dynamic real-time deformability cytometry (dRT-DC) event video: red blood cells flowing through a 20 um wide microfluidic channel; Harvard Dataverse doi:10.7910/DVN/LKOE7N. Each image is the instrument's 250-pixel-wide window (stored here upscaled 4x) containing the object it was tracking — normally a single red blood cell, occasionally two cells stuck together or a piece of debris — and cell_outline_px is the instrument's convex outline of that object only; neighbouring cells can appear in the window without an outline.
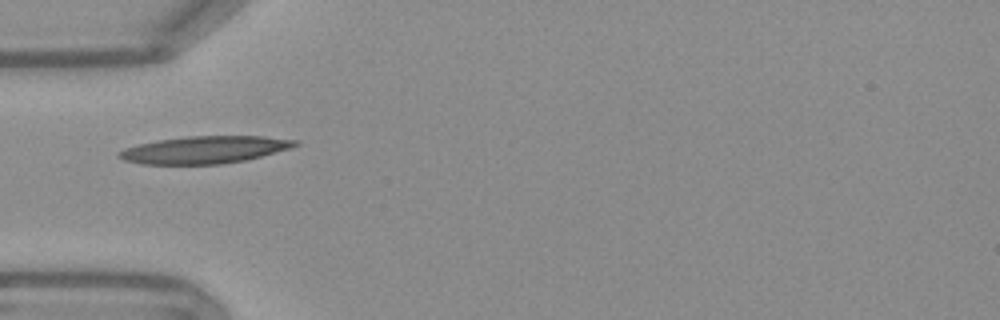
{"species": "Egyptian fruit bat (a non-hibernating species)", "species_latin": "Rousettus aegyptiacus", "temperature_condition": "warm", "stored_images_in_passage": 36, "camera_frame_rate_fps": 3000, "um_per_image_px": 0.085, "frame": {"image": 1, "passage_image": 1, "time_ms": 0.0, "image_size_px": [1000, 320], "cell_outline_px": [[300, 144], [288, 148], [260, 156], [244, 160], [220, 164], [140, 164], [124, 160], [116, 156], [116, 152], [124, 148], [140, 144], [160, 140], [188, 136], [264, 136], [300, 140]], "centroid_in_image_um": [17.36, 12.73], "position_along_channel_um": 67.6, "area_um2": 27.86}}
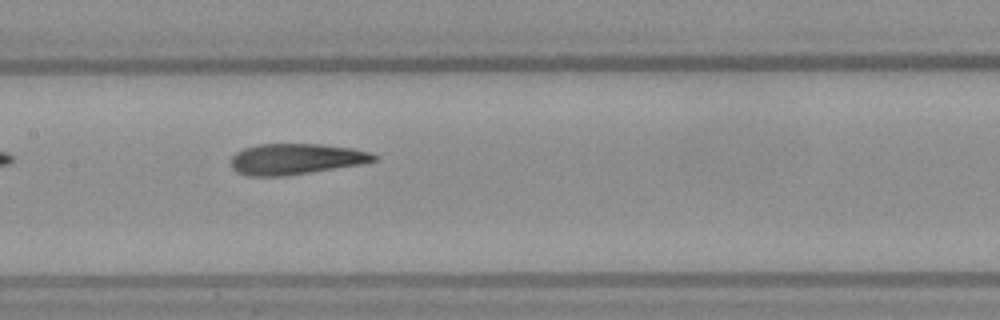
{"frame": {"image": 2, "passage_image": 10, "time_ms": 3.0, "image_size_px": [1000, 320], "cell_outline_px": [[376, 160], [360, 164], [284, 176], [248, 176], [236, 172], [232, 168], [232, 156], [236, 152], [244, 148], [260, 144], [320, 144], [352, 148], [368, 152], [376, 156]], "centroid_in_image_um": [25.1, 13.51], "position_along_channel_um": 182.3, "area_um2": 25.43}}
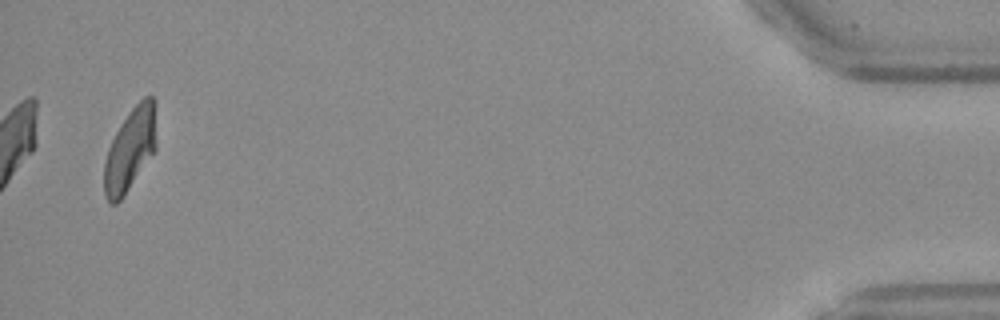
{"frame": {"image": 3, "passage_image": 36, "time_ms": 11.667, "image_size_px": [1000, 320], "cell_outline_px": [[156, 152], [120, 200], [116, 204], [108, 204], [104, 196], [104, 164], [108, 148], [120, 124], [128, 112], [144, 96], [152, 96], [156, 100]], "centroid_in_image_um": [11.09, 12.7], "position_along_channel_um": 424.1, "area_um2": 25.66}, "authors_computed_cell_mechanics": {"area_um2": 26.0678, "velocity_mm_per_s": 3.7932, "shape_relaxation_time_tau1_ms": 8.3228, "shape_relaxation_time_tau2_ms": 2.1224, "deformation_change_tau1": 0.2513, "deformation_change_tau2": 0.1043}}